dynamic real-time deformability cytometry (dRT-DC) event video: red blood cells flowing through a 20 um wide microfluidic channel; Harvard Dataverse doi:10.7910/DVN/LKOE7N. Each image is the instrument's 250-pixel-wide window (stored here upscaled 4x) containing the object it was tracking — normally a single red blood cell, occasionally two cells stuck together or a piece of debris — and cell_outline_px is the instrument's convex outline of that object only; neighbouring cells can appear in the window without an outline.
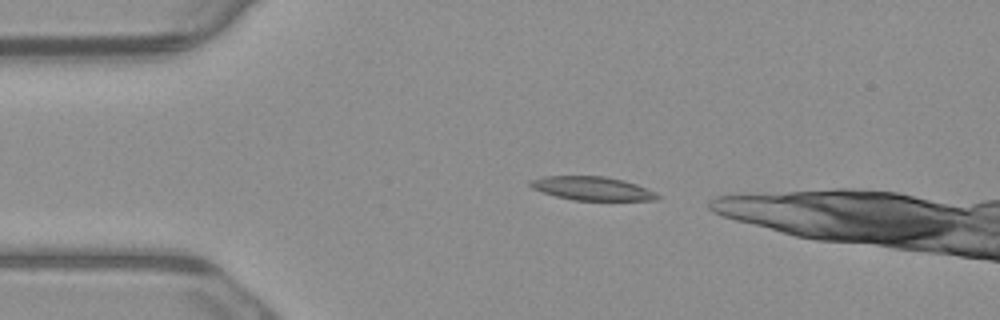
{"species": "common noctule bat (a hibernating species)", "species_latin": "Nyctalus noctula", "temperature_condition": "warm", "stored_images_in_passage": 2, "camera_frame_rate_fps": 3000, "um_per_image_px": 0.085, "animal": {"sex": "male", "body_mass_g": 23.1, "forearm_length_mm": 52.7}, "frame": {"image": 1, "passage_image": 1, "time_ms": 0.0, "image_size_px": [1000, 320], "cell_outline_px": [[660, 200], [572, 200], [556, 196], [532, 188], [528, 184], [528, 180], [544, 176], [604, 176], [624, 180], [648, 188], [656, 192], [660, 196]], "centroid_in_image_um": [50.35, 16.01], "position_along_channel_um": 34.6, "area_um2": 17.63}}
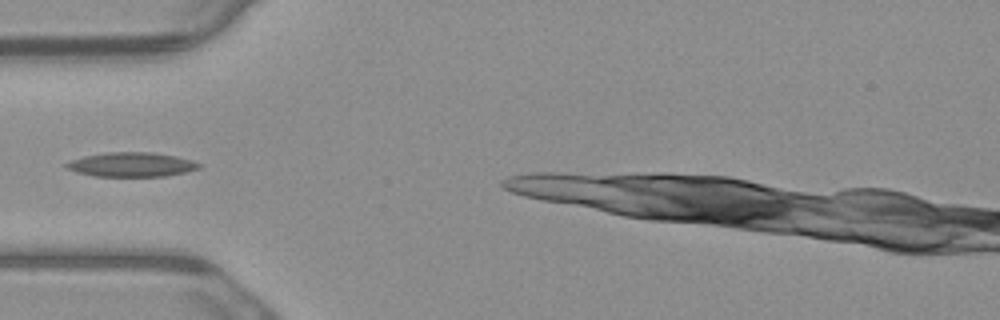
{"frame": {"image": 2, "passage_image": 2, "time_ms": 0.333, "image_size_px": [1000, 320], "cell_outline_px": [[200, 168], [184, 172], [164, 176], [96, 176], [76, 172], [68, 168], [64, 164], [72, 160], [84, 156], [108, 152], [152, 152], [176, 156], [192, 160], [200, 164]], "centroid_in_image_um": [11.18, 13.98], "position_along_channel_um": 73.8, "area_um2": 18.61}}